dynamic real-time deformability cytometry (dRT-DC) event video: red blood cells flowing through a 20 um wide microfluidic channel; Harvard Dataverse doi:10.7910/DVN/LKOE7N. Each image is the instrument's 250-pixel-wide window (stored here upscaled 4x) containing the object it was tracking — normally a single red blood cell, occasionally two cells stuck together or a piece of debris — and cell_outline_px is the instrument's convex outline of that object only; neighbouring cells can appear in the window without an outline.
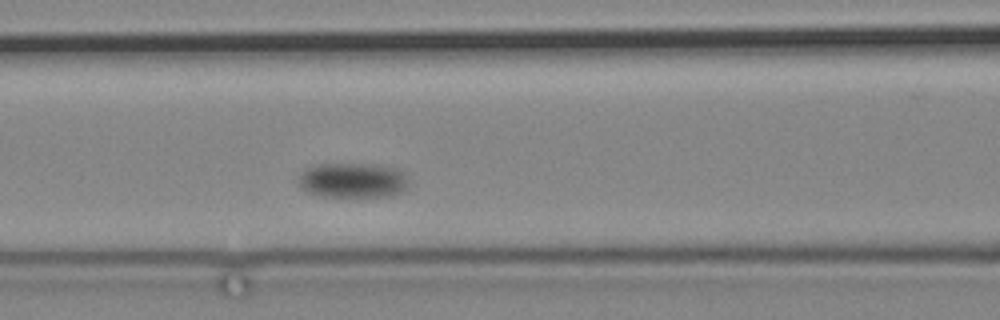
{"species": "common noctule bat (a hibernating species)", "species_latin": "Nyctalus noctula", "temperature_condition": "cold", "stored_images_in_passage": 10, "camera_frame_rate_fps": 3000, "um_per_image_px": 0.085, "animal": {"sex": "male", "body_mass_g": 19.2, "forearm_length_mm": 51.8}, "frame": {"image": 1, "passage_image": 9, "time_ms": 17.0, "image_size_px": [1000, 320], "cell_outline_px": [[408, 188], [392, 196], [320, 196], [304, 192], [296, 180], [296, 176], [304, 168], [316, 164], [372, 164], [396, 168], [404, 172], [408, 176]], "centroid_in_image_um": [29.93, 15.32], "position_along_channel_um": 136.7, "area_um2": 23.0}}